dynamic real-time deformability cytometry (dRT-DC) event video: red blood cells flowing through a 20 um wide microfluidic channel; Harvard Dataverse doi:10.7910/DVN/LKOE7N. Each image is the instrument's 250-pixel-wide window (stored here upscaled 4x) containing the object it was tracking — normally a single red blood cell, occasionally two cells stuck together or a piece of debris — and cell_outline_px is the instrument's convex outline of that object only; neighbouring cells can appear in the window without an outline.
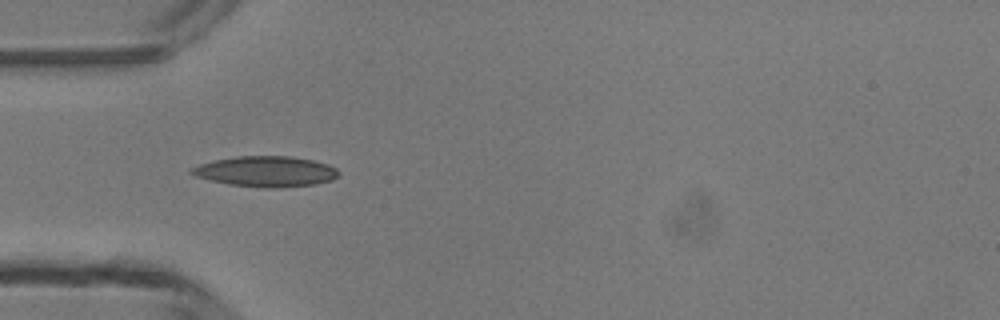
{"species": "common noctule bat (a hibernating species)", "species_latin": "Nyctalus noctula", "temperature_condition": "room temperature", "stored_images_in_passage": 20, "camera_frame_rate_fps": 3000, "um_per_image_px": 0.085, "animal": {"sex": "male", "body_mass_g": 13.3}, "frame": {"image": 1, "passage_image": 1, "time_ms": 0.0, "image_size_px": [1000, 320], "cell_outline_px": [[340, 172], [332, 180], [316, 184], [276, 188], [264, 188], [228, 184], [196, 176], [188, 172], [192, 168], [200, 164], [216, 160], [236, 156], [288, 156], [312, 160], [328, 164], [336, 168]], "centroid_in_image_um": [22.62, 14.58], "position_along_channel_um": 62.4, "area_um2": 26.01}}
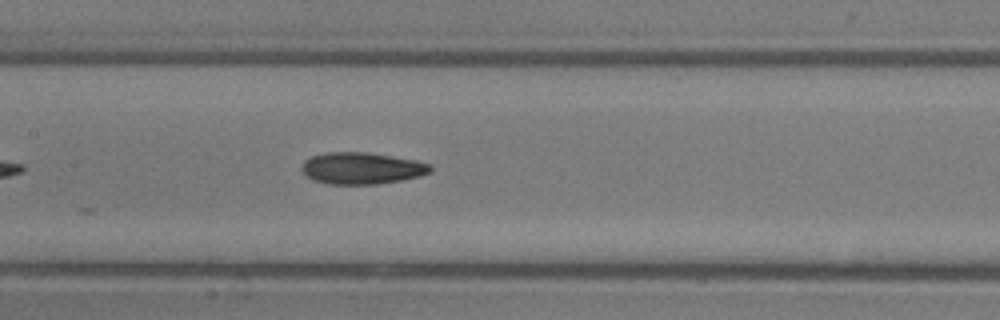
{"frame": {"image": 2, "passage_image": 9, "time_ms": 2.667, "image_size_px": [1000, 320], "cell_outline_px": [[432, 168], [428, 172], [420, 176], [400, 180], [376, 184], [328, 184], [312, 180], [300, 168], [304, 160], [312, 156], [324, 152], [368, 152], [416, 160], [428, 164]], "centroid_in_image_um": [30.7, 14.29], "position_along_channel_um": 176.7, "area_um2": 23.7}}
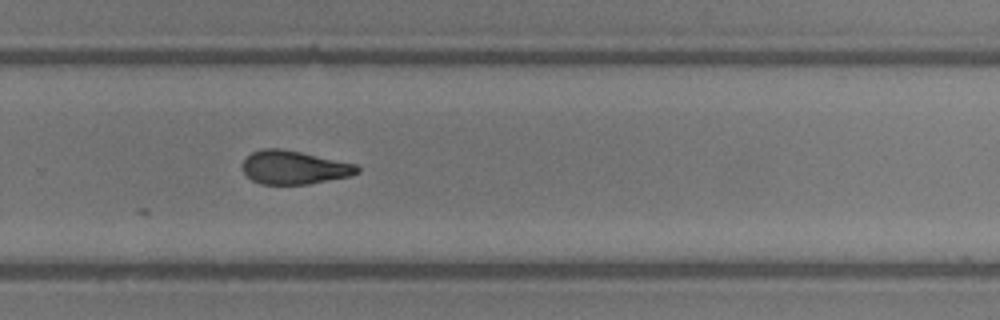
{"frame": {"image": 3, "passage_image": 18, "time_ms": 5.667, "image_size_px": [1000, 320], "cell_outline_px": [[360, 172], [348, 176], [308, 184], [260, 184], [252, 180], [244, 172], [244, 160], [252, 152], [260, 148], [280, 148], [300, 152], [356, 164], [360, 168]], "centroid_in_image_um": [24.99, 14.23], "position_along_channel_um": 304.8, "area_um2": 22.14}}